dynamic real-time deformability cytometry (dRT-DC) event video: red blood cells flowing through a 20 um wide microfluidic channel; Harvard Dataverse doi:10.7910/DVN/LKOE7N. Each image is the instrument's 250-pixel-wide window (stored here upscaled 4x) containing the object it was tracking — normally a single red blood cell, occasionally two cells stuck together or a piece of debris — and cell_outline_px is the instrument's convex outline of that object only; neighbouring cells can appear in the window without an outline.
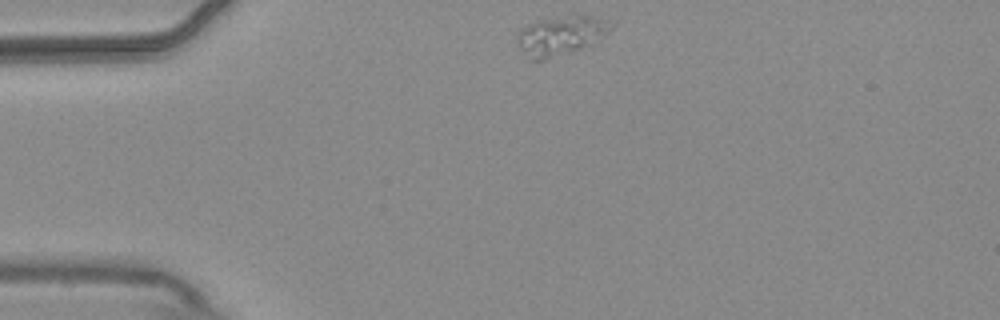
{"species": "common noctule bat (a hibernating species)", "species_latin": "Nyctalus noctula", "temperature_condition": "warm", "stored_images_in_passage": 46, "camera_frame_rate_fps": 3000, "um_per_image_px": 0.085, "animal": {"sex": "male", "body_mass_g": 20.4}, "frame": {"image": 1, "passage_image": 1, "time_ms": 0.0, "image_size_px": [1000, 320], "cell_outline_px": [[616, 24], [608, 32], [592, 44], [544, 60], [528, 60], [520, 48], [516, 40], [516, 36], [528, 24], [536, 20], [576, 16], [592, 16], [616, 20]], "centroid_in_image_um": [47.7, 3.02], "position_along_channel_um": 37.3, "area_um2": 21.33}}
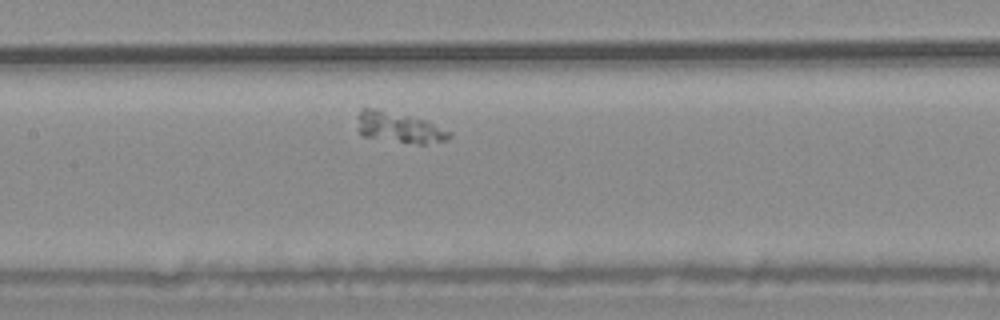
{"frame": {"image": 2, "passage_image": 16, "time_ms": 5.0, "image_size_px": [1000, 320], "cell_outline_px": [[452, 136], [448, 140], [424, 144], [416, 144], [364, 136], [356, 128], [356, 116], [360, 108], [364, 104], [380, 108], [424, 120], [452, 132]], "centroid_in_image_um": [33.84, 10.78], "position_along_channel_um": 173.6, "area_um2": 16.88}}
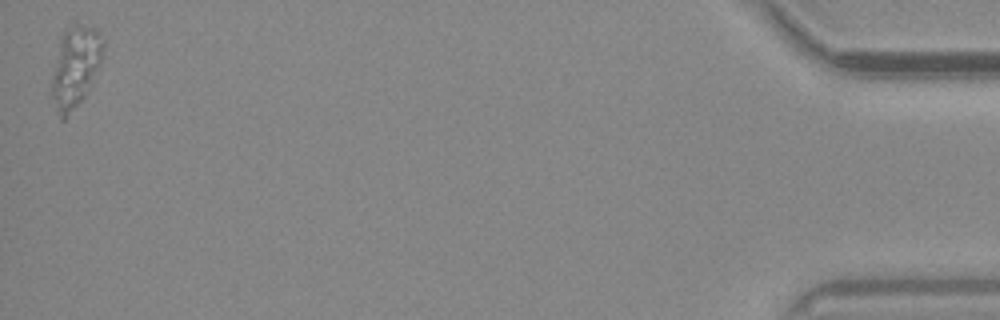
{"frame": {"image": 3, "passage_image": 46, "time_ms": 15.0, "image_size_px": [1000, 320], "cell_outline_px": [[104, 48], [100, 64], [84, 96], [64, 120], [60, 120], [56, 112], [48, 92], [60, 36], [68, 28], [92, 28], [104, 36]], "centroid_in_image_um": [6.34, 5.77], "position_along_channel_um": 428.9, "area_um2": 24.16}}